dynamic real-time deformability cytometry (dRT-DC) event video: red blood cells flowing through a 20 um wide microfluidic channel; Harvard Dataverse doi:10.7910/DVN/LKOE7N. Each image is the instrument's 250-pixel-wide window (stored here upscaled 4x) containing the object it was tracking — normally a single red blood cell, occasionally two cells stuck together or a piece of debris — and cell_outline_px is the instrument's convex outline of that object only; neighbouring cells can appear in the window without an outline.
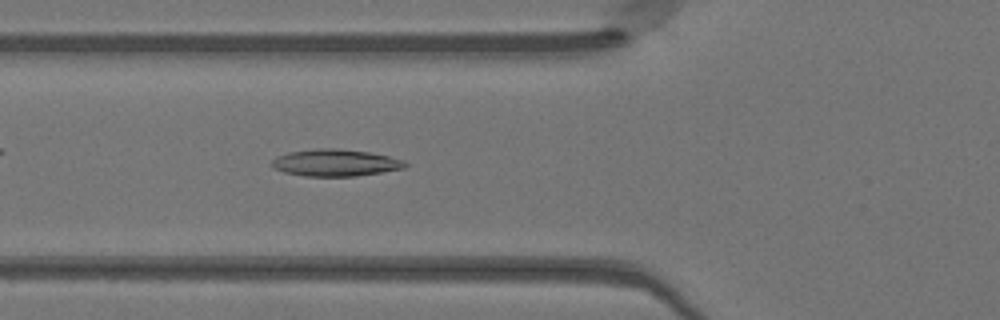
{"species": "Egyptian fruit bat (a non-hibernating species)", "species_latin": "Rousettus aegyptiacus", "temperature_condition": "warm", "stored_images_in_passage": 30, "camera_frame_rate_fps": 3000, "um_per_image_px": 0.085, "animal": {"sex": "female"}, "frame": {"image": 1, "passage_image": 5, "time_ms": 1.333, "image_size_px": [1000, 320], "cell_outline_px": [[408, 164], [404, 168], [356, 176], [304, 176], [284, 172], [272, 168], [272, 160], [276, 156], [288, 152], [316, 148], [336, 148], [368, 152], [388, 156], [404, 160]], "centroid_in_image_um": [28.47, 13.83], "position_along_channel_um": 97.3, "area_um2": 20.92}}
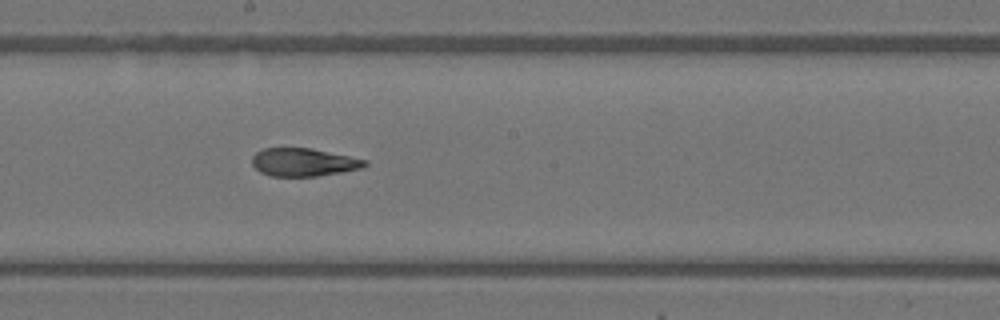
{"frame": {"image": 2, "passage_image": 14, "time_ms": 4.333, "image_size_px": [1000, 320], "cell_outline_px": [[368, 164], [360, 168], [340, 172], [316, 176], [268, 176], [260, 172], [252, 164], [252, 156], [256, 152], [264, 148], [312, 148], [368, 160]], "centroid_in_image_um": [25.78, 13.78], "position_along_channel_um": 222.4, "area_um2": 18.38}}
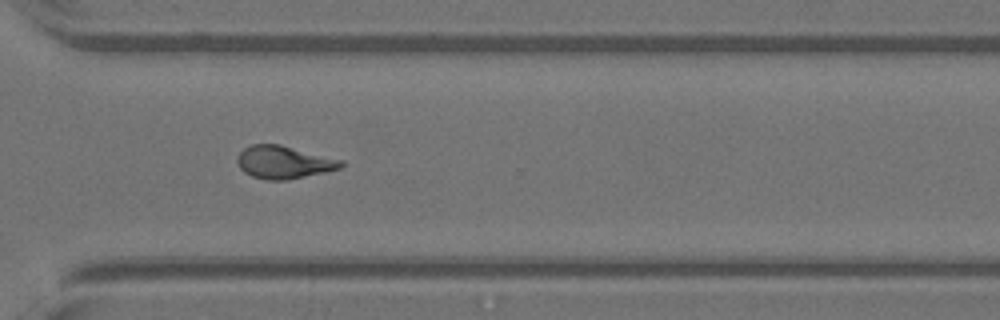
{"frame": {"image": 3, "passage_image": 23, "time_ms": 7.333, "image_size_px": [1000, 320], "cell_outline_px": [[344, 164], [340, 168], [324, 172], [288, 180], [268, 180], [252, 176], [244, 172], [240, 168], [236, 160], [236, 156], [244, 148], [252, 144], [280, 144], [344, 160]], "centroid_in_image_um": [24.11, 13.78], "position_along_channel_um": 346.5, "area_um2": 19.88}, "authors_computed_cell_mechanics": {"area_um2": 19.8254, "velocity_mm_per_s": 4.1444, "shape_relaxation_time_tau1_ms": null, "shape_relaxation_time_tau2_ms": 1.4028, "deformation_change_tau1": null, "deformation_change_tau2": 0.0846}}